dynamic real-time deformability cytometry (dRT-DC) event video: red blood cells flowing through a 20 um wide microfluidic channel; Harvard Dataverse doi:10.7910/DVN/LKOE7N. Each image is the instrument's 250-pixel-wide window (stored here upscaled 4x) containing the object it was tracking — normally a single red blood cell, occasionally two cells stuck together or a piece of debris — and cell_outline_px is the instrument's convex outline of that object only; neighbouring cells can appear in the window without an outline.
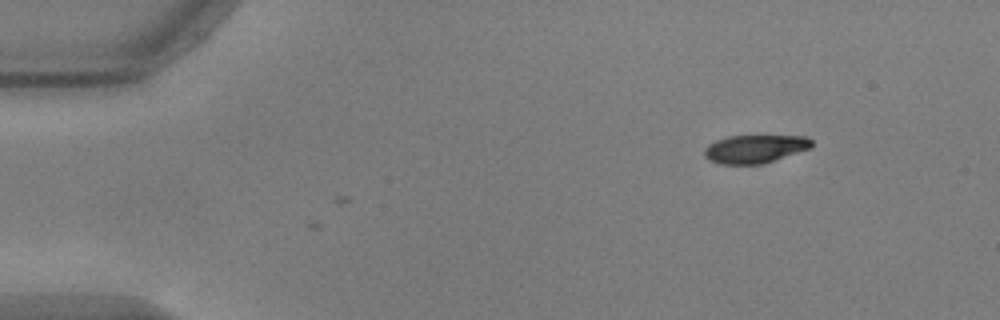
{"species": "common noctule bat (a hibernating species)", "species_latin": "Nyctalus noctula", "temperature_condition": "warm", "stored_images_in_passage": 2, "camera_frame_rate_fps": 3000, "um_per_image_px": 0.085, "animal": {"sex": "male", "body_mass_g": 17.9, "forearm_length_mm": 54.2}, "frame": {"image": 1, "passage_image": 1, "time_ms": 0.0, "image_size_px": [1000, 320], "cell_outline_px": [[812, 148], [760, 164], [720, 164], [704, 156], [704, 148], [708, 144], [716, 140], [728, 136], [808, 136], [812, 140]], "centroid_in_image_um": [64.17, 12.64], "position_along_channel_um": 20.8, "area_um2": 17.51}}